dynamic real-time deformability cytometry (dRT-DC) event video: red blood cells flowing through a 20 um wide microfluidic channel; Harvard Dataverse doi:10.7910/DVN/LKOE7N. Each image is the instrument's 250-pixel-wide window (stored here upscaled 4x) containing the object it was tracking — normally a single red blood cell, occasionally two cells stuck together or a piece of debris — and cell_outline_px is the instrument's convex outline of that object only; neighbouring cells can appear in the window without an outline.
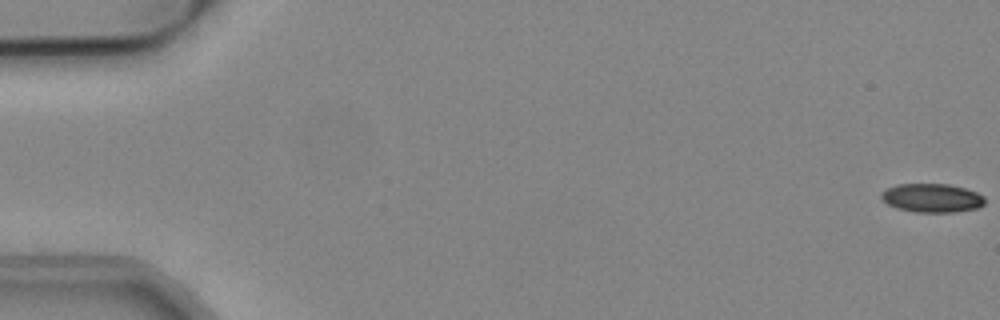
{"species": "common noctule bat (a hibernating species)", "species_latin": "Nyctalus noctula", "temperature_condition": "cold", "stored_images_in_passage": 55, "camera_frame_rate_fps": 3000, "um_per_image_px": 0.085, "animal": {"sex": "male", "body_mass_g": 19.2, "forearm_length_mm": 51.8}, "frame": {"image": 1, "passage_image": 1, "time_ms": 0.0, "image_size_px": [1000, 320], "cell_outline_px": [[984, 204], [976, 208], [956, 212], [916, 212], [896, 208], [888, 204], [880, 196], [880, 192], [896, 184], [948, 184], [964, 188], [976, 192], [984, 196]], "centroid_in_image_um": [79.2, 16.82], "position_along_channel_um": 5.8, "area_um2": 17.28}}
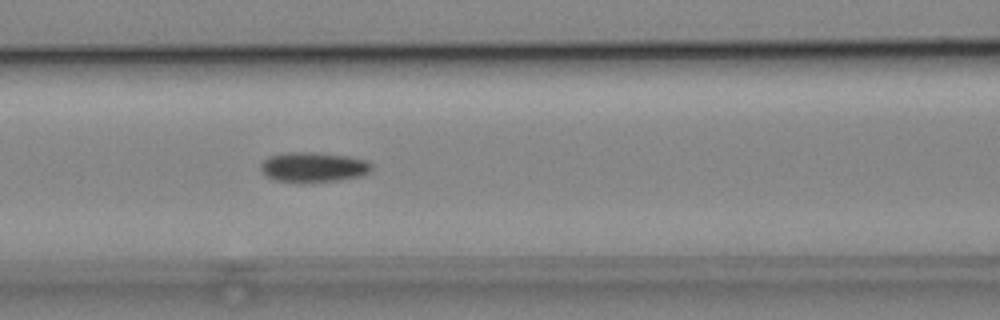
{"frame": {"image": 2, "passage_image": 24, "time_ms": 7.667, "image_size_px": [1000, 320], "cell_outline_px": [[372, 168], [368, 172], [360, 176], [340, 180], [304, 184], [272, 180], [264, 176], [260, 172], [260, 164], [268, 156], [284, 152], [316, 152], [348, 156], [368, 160], [372, 164]], "centroid_in_image_um": [26.58, 14.22], "position_along_channel_um": 140.0, "area_um2": 20.11}}
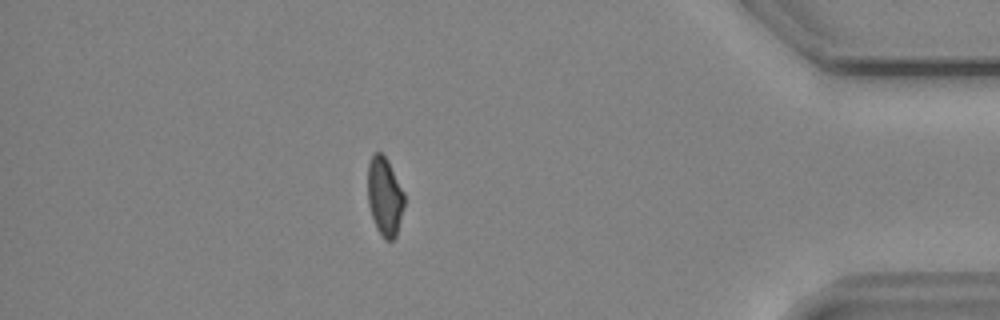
{"frame": {"image": 3, "passage_image": 48, "time_ms": 15.667, "image_size_px": [1000, 320], "cell_outline_px": [[404, 204], [396, 236], [392, 240], [384, 240], [376, 228], [368, 204], [368, 164], [372, 156], [376, 152], [380, 152], [388, 160], [404, 192]], "centroid_in_image_um": [32.69, 16.71], "position_along_channel_um": 402.5, "area_um2": 16.65}}